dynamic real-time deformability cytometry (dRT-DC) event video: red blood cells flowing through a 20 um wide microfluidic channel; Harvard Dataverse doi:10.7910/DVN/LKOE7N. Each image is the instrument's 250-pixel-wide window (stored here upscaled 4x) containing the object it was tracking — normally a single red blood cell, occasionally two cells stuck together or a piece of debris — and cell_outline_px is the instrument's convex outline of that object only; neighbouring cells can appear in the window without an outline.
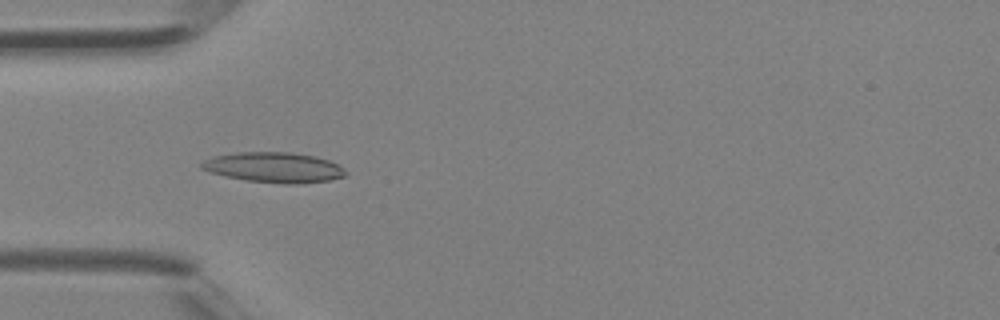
{"species": "Egyptian fruit bat (a non-hibernating species)", "species_latin": "Rousettus aegyptiacus", "temperature_condition": "room temperature", "stored_images_in_passage": 40, "camera_frame_rate_fps": 3000, "um_per_image_px": 0.085, "animal": {"sex": "female"}, "frame": {"image": 1, "passage_image": 12, "time_ms": 3.667, "image_size_px": [1000, 320], "cell_outline_px": [[348, 176], [328, 180], [300, 184], [284, 184], [248, 180], [224, 176], [200, 168], [200, 164], [204, 160], [212, 156], [236, 152], [292, 152], [316, 156], [328, 160], [344, 168], [348, 172]], "centroid_in_image_um": [23.31, 14.22], "position_along_channel_um": 61.7, "area_um2": 25.55}}
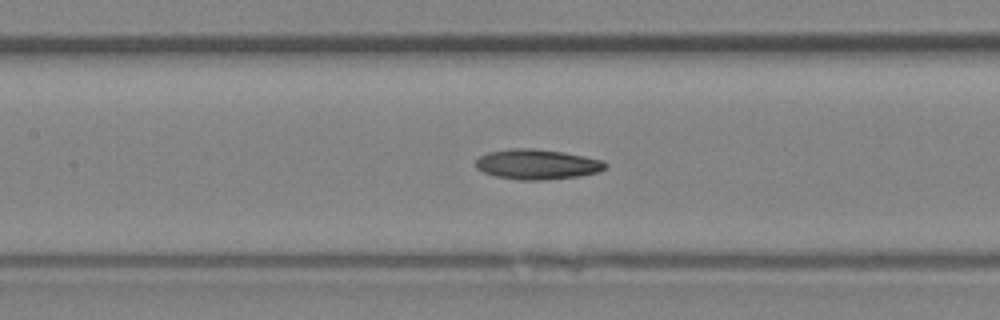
{"frame": {"image": 2, "passage_image": 18, "time_ms": 5.667, "image_size_px": [1000, 320], "cell_outline_px": [[608, 164], [600, 172], [580, 176], [544, 180], [520, 180], [496, 176], [484, 172], [476, 168], [476, 160], [480, 156], [488, 152], [512, 148], [532, 148], [560, 152], [584, 156], [604, 160]], "centroid_in_image_um": [45.67, 13.97], "position_along_channel_um": 161.7, "area_um2": 22.72}}
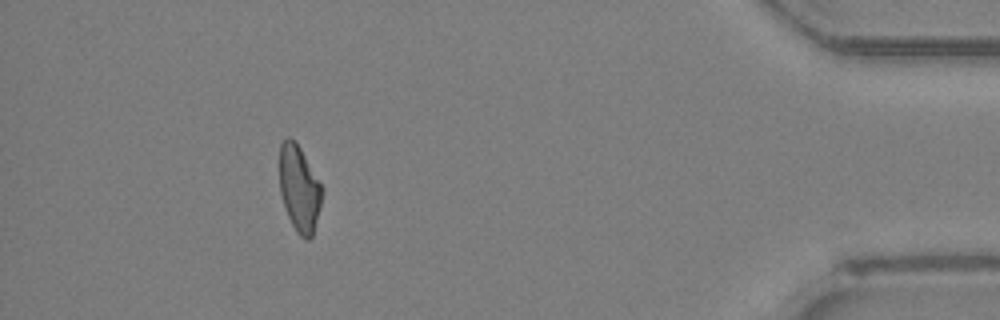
{"frame": {"image": 3, "passage_image": 36, "time_ms": 11.667, "image_size_px": [1000, 320], "cell_outline_px": [[324, 192], [320, 208], [312, 236], [308, 240], [304, 240], [296, 232], [288, 216], [280, 192], [280, 144], [288, 136], [296, 140], [324, 188]], "centroid_in_image_um": [25.46, 16.02], "position_along_channel_um": 409.7, "area_um2": 21.56}}